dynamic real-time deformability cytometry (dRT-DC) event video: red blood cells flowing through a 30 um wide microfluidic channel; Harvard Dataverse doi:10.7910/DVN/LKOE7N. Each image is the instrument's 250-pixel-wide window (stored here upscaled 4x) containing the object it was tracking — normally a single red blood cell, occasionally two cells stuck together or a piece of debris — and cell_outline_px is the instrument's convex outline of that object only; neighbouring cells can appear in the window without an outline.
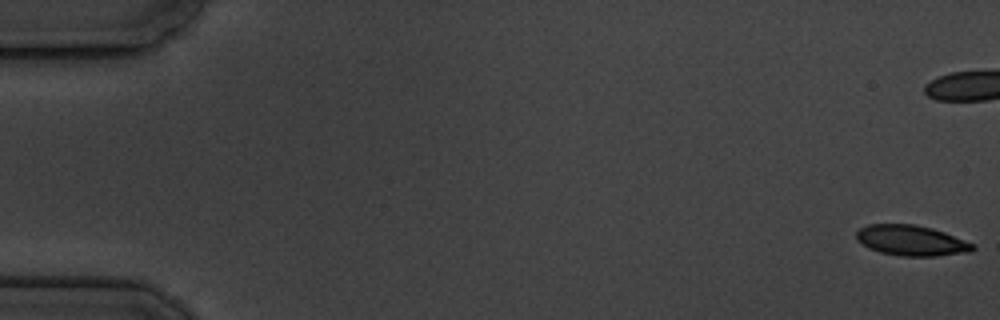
{"species": "common noctule bat (a hibernating species)", "species_latin": "Nyctalus noctula", "temperature_condition": "cold", "stored_images_in_passage": 10, "camera_frame_rate_fps": 3000, "um_per_image_px": 0.085, "animal": {"sex": "male", "body_mass_g": 19.5, "forearm_length_mm": 54.6}, "frame": {"image": 1, "passage_image": 1, "time_ms": 0.0, "image_size_px": [1000, 320], "cell_outline_px": [[976, 248], [972, 252], [936, 256], [900, 256], [880, 252], [868, 248], [856, 240], [856, 232], [860, 228], [868, 224], [916, 224], [932, 228], [944, 232], [976, 244]], "centroid_in_image_um": [77.48, 20.44], "position_along_channel_um": 7.5, "area_um2": 20.92}}
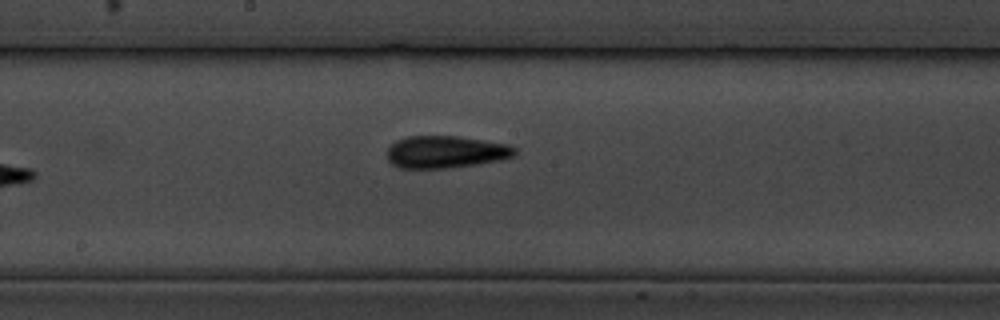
{"frame": {"image": 2, "passage_image": 10, "time_ms": 11.333, "image_size_px": [1000, 320], "cell_outline_px": [[520, 148], [512, 156], [500, 160], [476, 164], [444, 168], [400, 168], [392, 164], [388, 160], [388, 148], [396, 140], [404, 136], [456, 136], [484, 140], [508, 144]], "centroid_in_image_um": [37.89, 12.9], "position_along_channel_um": 210.3, "area_um2": 24.04}}